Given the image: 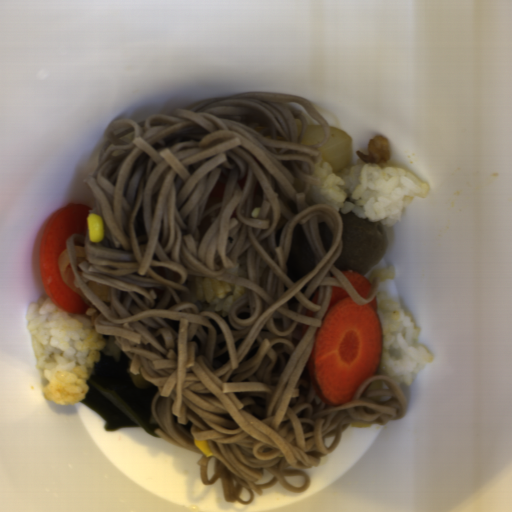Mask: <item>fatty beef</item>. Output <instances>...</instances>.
Instances as JSON below:
<instances>
[{
  "instance_id": "1",
  "label": "fatty beef",
  "mask_w": 512,
  "mask_h": 512,
  "mask_svg": "<svg viewBox=\"0 0 512 512\" xmlns=\"http://www.w3.org/2000/svg\"><path fill=\"white\" fill-rule=\"evenodd\" d=\"M366 148L368 153H362L358 149L355 152L364 164H386L392 156L389 140L383 134L377 133L368 140Z\"/></svg>"
}]
</instances>
